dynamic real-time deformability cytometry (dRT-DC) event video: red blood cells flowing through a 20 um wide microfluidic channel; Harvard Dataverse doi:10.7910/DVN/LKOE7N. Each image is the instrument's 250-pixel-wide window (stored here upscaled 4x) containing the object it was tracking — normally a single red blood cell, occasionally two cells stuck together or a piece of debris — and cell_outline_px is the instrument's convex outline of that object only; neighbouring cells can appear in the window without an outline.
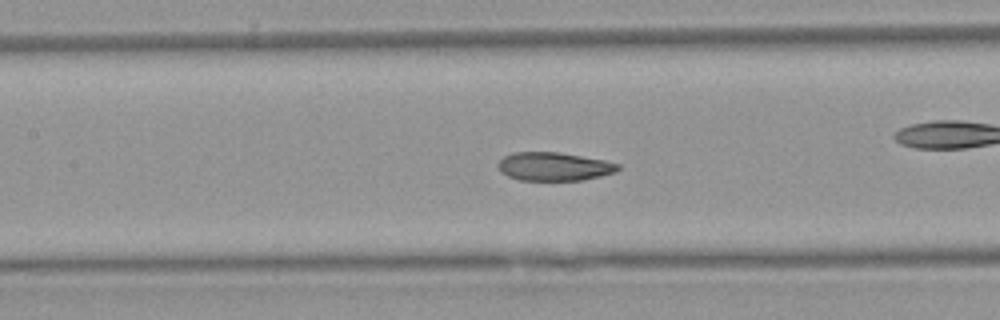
{"species": "Egyptian fruit bat (a non-hibernating species)", "species_latin": "Rousettus aegyptiacus", "temperature_condition": "warm", "stored_images_in_passage": 52, "camera_frame_rate_fps": 3000, "um_per_image_px": 0.085, "animal": {"sex": "female"}, "frame": {"image": 1, "passage_image": 23, "time_ms": 7.333, "image_size_px": [1000, 320], "cell_outline_px": [[620, 168], [616, 172], [584, 180], [520, 180], [508, 176], [500, 172], [496, 164], [504, 156], [512, 152], [560, 152], [604, 160], [620, 164]], "centroid_in_image_um": [47.08, 14.15], "position_along_channel_um": 160.3, "area_um2": 20.0}, "authors_computed_cell_mechanics": {"area_um2": 21.1548, "velocity_mm_per_s": 3.8897, "shape_relaxation_time_tau1_ms": 6.7075, "shape_relaxation_time_tau2_ms": 1.8683, "deformation_change_tau1": 0.1673, "deformation_change_tau2": 0.0663}}